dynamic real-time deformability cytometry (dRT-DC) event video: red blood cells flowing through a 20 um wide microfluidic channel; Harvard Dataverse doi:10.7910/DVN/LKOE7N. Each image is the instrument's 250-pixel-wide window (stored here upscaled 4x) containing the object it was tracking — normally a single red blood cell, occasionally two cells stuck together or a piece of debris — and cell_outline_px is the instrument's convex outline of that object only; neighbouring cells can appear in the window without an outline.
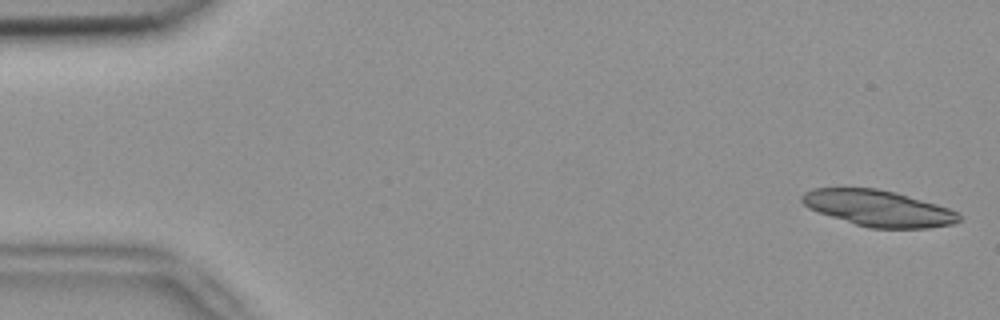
{"species": "common noctule bat (a hibernating species)", "species_latin": "Nyctalus noctula", "temperature_condition": "room temperature", "stored_images_in_passage": 6, "camera_frame_rate_fps": 3000, "um_per_image_px": 0.085, "animal": {"sex": "female", "body_mass_g": 18.4}, "frame": {"image": 1, "passage_image": 1, "time_ms": 0.0, "image_size_px": [1000, 320], "cell_outline_px": [[960, 220], [952, 224], [928, 228], [868, 228], [808, 208], [800, 200], [800, 196], [804, 192], [812, 188], [876, 188], [896, 192], [936, 204], [948, 208], [956, 212], [960, 216]], "centroid_in_image_um": [74.64, 17.69], "position_along_channel_um": 10.4, "area_um2": 32.77}}